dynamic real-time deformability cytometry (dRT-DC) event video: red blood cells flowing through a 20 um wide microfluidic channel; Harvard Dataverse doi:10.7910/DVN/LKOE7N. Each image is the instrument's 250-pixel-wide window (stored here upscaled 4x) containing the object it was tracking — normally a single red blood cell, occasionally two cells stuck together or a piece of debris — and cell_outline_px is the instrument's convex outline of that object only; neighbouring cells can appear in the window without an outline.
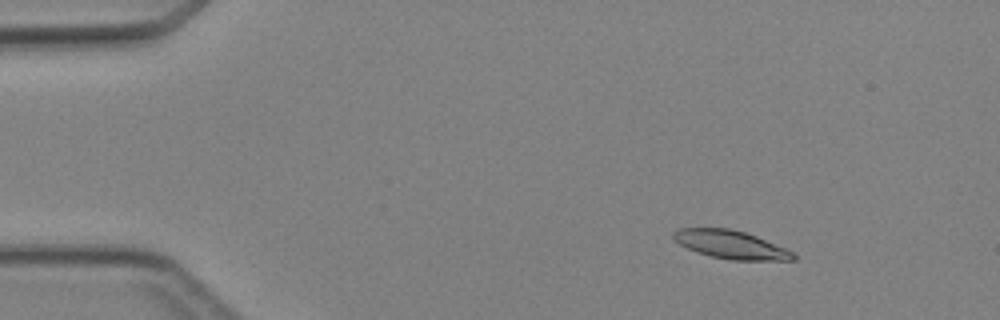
{"species": "Egyptian fruit bat (a non-hibernating species)", "species_latin": "Rousettus aegyptiacus", "temperature_condition": "cold", "stored_images_in_passage": 4, "camera_frame_rate_fps": 3000, "um_per_image_px": 0.085, "animal": {"sex": "female"}, "frame": {"image": 1, "passage_image": 2, "time_ms": 1.0, "image_size_px": [1000, 320], "cell_outline_px": [[796, 260], [732, 260], [712, 256], [696, 252], [680, 244], [672, 236], [672, 232], [676, 228], [728, 228], [744, 232], [756, 236], [784, 248], [792, 252], [796, 256]], "centroid_in_image_um": [62.09, 20.78], "position_along_channel_um": 22.9, "area_um2": 19.48}}